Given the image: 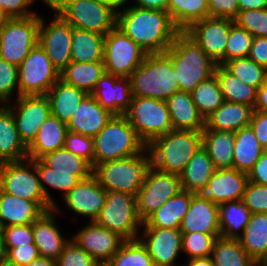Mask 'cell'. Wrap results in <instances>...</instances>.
Returning a JSON list of instances; mask_svg holds the SVG:
<instances>
[{
  "label": "cell",
  "mask_w": 267,
  "mask_h": 266,
  "mask_svg": "<svg viewBox=\"0 0 267 266\" xmlns=\"http://www.w3.org/2000/svg\"><path fill=\"white\" fill-rule=\"evenodd\" d=\"M1 234L6 248L34 244L32 224L2 227Z\"/></svg>",
  "instance_id": "obj_55"
},
{
  "label": "cell",
  "mask_w": 267,
  "mask_h": 266,
  "mask_svg": "<svg viewBox=\"0 0 267 266\" xmlns=\"http://www.w3.org/2000/svg\"><path fill=\"white\" fill-rule=\"evenodd\" d=\"M101 1L110 3L118 10L119 7L124 6L126 4V2H128L129 0H101Z\"/></svg>",
  "instance_id": "obj_69"
},
{
  "label": "cell",
  "mask_w": 267,
  "mask_h": 266,
  "mask_svg": "<svg viewBox=\"0 0 267 266\" xmlns=\"http://www.w3.org/2000/svg\"><path fill=\"white\" fill-rule=\"evenodd\" d=\"M48 201H30L4 193L0 189V227L32 224L44 212L52 210Z\"/></svg>",
  "instance_id": "obj_23"
},
{
  "label": "cell",
  "mask_w": 267,
  "mask_h": 266,
  "mask_svg": "<svg viewBox=\"0 0 267 266\" xmlns=\"http://www.w3.org/2000/svg\"><path fill=\"white\" fill-rule=\"evenodd\" d=\"M168 2L169 0H135L134 6L167 12Z\"/></svg>",
  "instance_id": "obj_62"
},
{
  "label": "cell",
  "mask_w": 267,
  "mask_h": 266,
  "mask_svg": "<svg viewBox=\"0 0 267 266\" xmlns=\"http://www.w3.org/2000/svg\"><path fill=\"white\" fill-rule=\"evenodd\" d=\"M215 170L210 156L202 146L195 152L180 174L182 189L192 193L196 192L208 184Z\"/></svg>",
  "instance_id": "obj_37"
},
{
  "label": "cell",
  "mask_w": 267,
  "mask_h": 266,
  "mask_svg": "<svg viewBox=\"0 0 267 266\" xmlns=\"http://www.w3.org/2000/svg\"><path fill=\"white\" fill-rule=\"evenodd\" d=\"M10 17L0 8V29L6 24Z\"/></svg>",
  "instance_id": "obj_70"
},
{
  "label": "cell",
  "mask_w": 267,
  "mask_h": 266,
  "mask_svg": "<svg viewBox=\"0 0 267 266\" xmlns=\"http://www.w3.org/2000/svg\"><path fill=\"white\" fill-rule=\"evenodd\" d=\"M257 266H267V253L258 261Z\"/></svg>",
  "instance_id": "obj_71"
},
{
  "label": "cell",
  "mask_w": 267,
  "mask_h": 266,
  "mask_svg": "<svg viewBox=\"0 0 267 266\" xmlns=\"http://www.w3.org/2000/svg\"><path fill=\"white\" fill-rule=\"evenodd\" d=\"M91 95L114 115H124L132 100L129 77H119L105 72L97 81Z\"/></svg>",
  "instance_id": "obj_22"
},
{
  "label": "cell",
  "mask_w": 267,
  "mask_h": 266,
  "mask_svg": "<svg viewBox=\"0 0 267 266\" xmlns=\"http://www.w3.org/2000/svg\"><path fill=\"white\" fill-rule=\"evenodd\" d=\"M105 35L72 27L71 61H104Z\"/></svg>",
  "instance_id": "obj_34"
},
{
  "label": "cell",
  "mask_w": 267,
  "mask_h": 266,
  "mask_svg": "<svg viewBox=\"0 0 267 266\" xmlns=\"http://www.w3.org/2000/svg\"><path fill=\"white\" fill-rule=\"evenodd\" d=\"M15 91L18 98V67L0 58V105L9 104Z\"/></svg>",
  "instance_id": "obj_51"
},
{
  "label": "cell",
  "mask_w": 267,
  "mask_h": 266,
  "mask_svg": "<svg viewBox=\"0 0 267 266\" xmlns=\"http://www.w3.org/2000/svg\"><path fill=\"white\" fill-rule=\"evenodd\" d=\"M25 266H57V261L49 258L39 257Z\"/></svg>",
  "instance_id": "obj_66"
},
{
  "label": "cell",
  "mask_w": 267,
  "mask_h": 266,
  "mask_svg": "<svg viewBox=\"0 0 267 266\" xmlns=\"http://www.w3.org/2000/svg\"><path fill=\"white\" fill-rule=\"evenodd\" d=\"M58 13L73 28L106 35L116 27L117 9L101 0H66Z\"/></svg>",
  "instance_id": "obj_7"
},
{
  "label": "cell",
  "mask_w": 267,
  "mask_h": 266,
  "mask_svg": "<svg viewBox=\"0 0 267 266\" xmlns=\"http://www.w3.org/2000/svg\"><path fill=\"white\" fill-rule=\"evenodd\" d=\"M64 148L88 161L94 167V139L70 130L65 136Z\"/></svg>",
  "instance_id": "obj_53"
},
{
  "label": "cell",
  "mask_w": 267,
  "mask_h": 266,
  "mask_svg": "<svg viewBox=\"0 0 267 266\" xmlns=\"http://www.w3.org/2000/svg\"><path fill=\"white\" fill-rule=\"evenodd\" d=\"M59 79L60 72L38 44L18 67L19 96L46 95Z\"/></svg>",
  "instance_id": "obj_11"
},
{
  "label": "cell",
  "mask_w": 267,
  "mask_h": 266,
  "mask_svg": "<svg viewBox=\"0 0 267 266\" xmlns=\"http://www.w3.org/2000/svg\"><path fill=\"white\" fill-rule=\"evenodd\" d=\"M184 266H215L211 256L209 257H200V258H193L188 260L187 265Z\"/></svg>",
  "instance_id": "obj_65"
},
{
  "label": "cell",
  "mask_w": 267,
  "mask_h": 266,
  "mask_svg": "<svg viewBox=\"0 0 267 266\" xmlns=\"http://www.w3.org/2000/svg\"><path fill=\"white\" fill-rule=\"evenodd\" d=\"M192 192L182 190L176 196L167 200L159 209L153 212L142 224L143 227H159L163 229H180L183 217L187 213Z\"/></svg>",
  "instance_id": "obj_30"
},
{
  "label": "cell",
  "mask_w": 267,
  "mask_h": 266,
  "mask_svg": "<svg viewBox=\"0 0 267 266\" xmlns=\"http://www.w3.org/2000/svg\"><path fill=\"white\" fill-rule=\"evenodd\" d=\"M254 111L267 112V77L265 82L257 89Z\"/></svg>",
  "instance_id": "obj_63"
},
{
  "label": "cell",
  "mask_w": 267,
  "mask_h": 266,
  "mask_svg": "<svg viewBox=\"0 0 267 266\" xmlns=\"http://www.w3.org/2000/svg\"><path fill=\"white\" fill-rule=\"evenodd\" d=\"M229 18L208 17L193 23L185 32L216 64H225V49L231 25Z\"/></svg>",
  "instance_id": "obj_16"
},
{
  "label": "cell",
  "mask_w": 267,
  "mask_h": 266,
  "mask_svg": "<svg viewBox=\"0 0 267 266\" xmlns=\"http://www.w3.org/2000/svg\"><path fill=\"white\" fill-rule=\"evenodd\" d=\"M242 202L252 214L267 213V186L248 181Z\"/></svg>",
  "instance_id": "obj_54"
},
{
  "label": "cell",
  "mask_w": 267,
  "mask_h": 266,
  "mask_svg": "<svg viewBox=\"0 0 267 266\" xmlns=\"http://www.w3.org/2000/svg\"><path fill=\"white\" fill-rule=\"evenodd\" d=\"M249 126L260 145L267 150V112L254 111Z\"/></svg>",
  "instance_id": "obj_59"
},
{
  "label": "cell",
  "mask_w": 267,
  "mask_h": 266,
  "mask_svg": "<svg viewBox=\"0 0 267 266\" xmlns=\"http://www.w3.org/2000/svg\"><path fill=\"white\" fill-rule=\"evenodd\" d=\"M191 96L204 120L224 102L223 94L215 74L199 83L191 92Z\"/></svg>",
  "instance_id": "obj_45"
},
{
  "label": "cell",
  "mask_w": 267,
  "mask_h": 266,
  "mask_svg": "<svg viewBox=\"0 0 267 266\" xmlns=\"http://www.w3.org/2000/svg\"><path fill=\"white\" fill-rule=\"evenodd\" d=\"M152 168L153 157L146 148L140 154L95 165L93 176L106 191L124 192L135 196Z\"/></svg>",
  "instance_id": "obj_4"
},
{
  "label": "cell",
  "mask_w": 267,
  "mask_h": 266,
  "mask_svg": "<svg viewBox=\"0 0 267 266\" xmlns=\"http://www.w3.org/2000/svg\"><path fill=\"white\" fill-rule=\"evenodd\" d=\"M249 58L267 69V37H254Z\"/></svg>",
  "instance_id": "obj_60"
},
{
  "label": "cell",
  "mask_w": 267,
  "mask_h": 266,
  "mask_svg": "<svg viewBox=\"0 0 267 266\" xmlns=\"http://www.w3.org/2000/svg\"><path fill=\"white\" fill-rule=\"evenodd\" d=\"M239 241L248 255L258 263L267 253V213L251 214Z\"/></svg>",
  "instance_id": "obj_40"
},
{
  "label": "cell",
  "mask_w": 267,
  "mask_h": 266,
  "mask_svg": "<svg viewBox=\"0 0 267 266\" xmlns=\"http://www.w3.org/2000/svg\"><path fill=\"white\" fill-rule=\"evenodd\" d=\"M12 105L10 102L6 106L15 118L20 140L28 147L51 115L49 100L46 95H22Z\"/></svg>",
  "instance_id": "obj_15"
},
{
  "label": "cell",
  "mask_w": 267,
  "mask_h": 266,
  "mask_svg": "<svg viewBox=\"0 0 267 266\" xmlns=\"http://www.w3.org/2000/svg\"><path fill=\"white\" fill-rule=\"evenodd\" d=\"M147 53L119 28L105 35V72L119 77H129L144 61Z\"/></svg>",
  "instance_id": "obj_12"
},
{
  "label": "cell",
  "mask_w": 267,
  "mask_h": 266,
  "mask_svg": "<svg viewBox=\"0 0 267 266\" xmlns=\"http://www.w3.org/2000/svg\"><path fill=\"white\" fill-rule=\"evenodd\" d=\"M236 78L258 89L266 80L267 69L251 58H234L223 65Z\"/></svg>",
  "instance_id": "obj_47"
},
{
  "label": "cell",
  "mask_w": 267,
  "mask_h": 266,
  "mask_svg": "<svg viewBox=\"0 0 267 266\" xmlns=\"http://www.w3.org/2000/svg\"><path fill=\"white\" fill-rule=\"evenodd\" d=\"M28 158L27 147L20 140L12 111L0 105V163Z\"/></svg>",
  "instance_id": "obj_29"
},
{
  "label": "cell",
  "mask_w": 267,
  "mask_h": 266,
  "mask_svg": "<svg viewBox=\"0 0 267 266\" xmlns=\"http://www.w3.org/2000/svg\"><path fill=\"white\" fill-rule=\"evenodd\" d=\"M94 139V166L142 153L146 144L124 115H114Z\"/></svg>",
  "instance_id": "obj_6"
},
{
  "label": "cell",
  "mask_w": 267,
  "mask_h": 266,
  "mask_svg": "<svg viewBox=\"0 0 267 266\" xmlns=\"http://www.w3.org/2000/svg\"><path fill=\"white\" fill-rule=\"evenodd\" d=\"M107 191L92 175L75 185L63 198L69 210L95 221L105 205Z\"/></svg>",
  "instance_id": "obj_21"
},
{
  "label": "cell",
  "mask_w": 267,
  "mask_h": 266,
  "mask_svg": "<svg viewBox=\"0 0 267 266\" xmlns=\"http://www.w3.org/2000/svg\"><path fill=\"white\" fill-rule=\"evenodd\" d=\"M182 190L180 175L163 172L153 167L135 195L137 215L144 222L167 200Z\"/></svg>",
  "instance_id": "obj_13"
},
{
  "label": "cell",
  "mask_w": 267,
  "mask_h": 266,
  "mask_svg": "<svg viewBox=\"0 0 267 266\" xmlns=\"http://www.w3.org/2000/svg\"><path fill=\"white\" fill-rule=\"evenodd\" d=\"M211 258L215 266H257L241 246L239 239H226L222 236L215 240Z\"/></svg>",
  "instance_id": "obj_43"
},
{
  "label": "cell",
  "mask_w": 267,
  "mask_h": 266,
  "mask_svg": "<svg viewBox=\"0 0 267 266\" xmlns=\"http://www.w3.org/2000/svg\"><path fill=\"white\" fill-rule=\"evenodd\" d=\"M67 130L66 123L50 115L39 128L35 139L27 147L28 158L39 159L49 152L63 148Z\"/></svg>",
  "instance_id": "obj_32"
},
{
  "label": "cell",
  "mask_w": 267,
  "mask_h": 266,
  "mask_svg": "<svg viewBox=\"0 0 267 266\" xmlns=\"http://www.w3.org/2000/svg\"><path fill=\"white\" fill-rule=\"evenodd\" d=\"M113 116L114 114L103 108L91 94H87L78 105L67 128L94 138Z\"/></svg>",
  "instance_id": "obj_25"
},
{
  "label": "cell",
  "mask_w": 267,
  "mask_h": 266,
  "mask_svg": "<svg viewBox=\"0 0 267 266\" xmlns=\"http://www.w3.org/2000/svg\"><path fill=\"white\" fill-rule=\"evenodd\" d=\"M253 36L235 22L231 25L225 49V63L234 58L249 56Z\"/></svg>",
  "instance_id": "obj_49"
},
{
  "label": "cell",
  "mask_w": 267,
  "mask_h": 266,
  "mask_svg": "<svg viewBox=\"0 0 267 266\" xmlns=\"http://www.w3.org/2000/svg\"><path fill=\"white\" fill-rule=\"evenodd\" d=\"M66 0H42L47 6L55 11L59 6H61Z\"/></svg>",
  "instance_id": "obj_68"
},
{
  "label": "cell",
  "mask_w": 267,
  "mask_h": 266,
  "mask_svg": "<svg viewBox=\"0 0 267 266\" xmlns=\"http://www.w3.org/2000/svg\"><path fill=\"white\" fill-rule=\"evenodd\" d=\"M105 266H154L146 247L139 239L126 240Z\"/></svg>",
  "instance_id": "obj_46"
},
{
  "label": "cell",
  "mask_w": 267,
  "mask_h": 266,
  "mask_svg": "<svg viewBox=\"0 0 267 266\" xmlns=\"http://www.w3.org/2000/svg\"><path fill=\"white\" fill-rule=\"evenodd\" d=\"M220 236V233H182V251L189 256V260L209 257L212 254L215 240Z\"/></svg>",
  "instance_id": "obj_48"
},
{
  "label": "cell",
  "mask_w": 267,
  "mask_h": 266,
  "mask_svg": "<svg viewBox=\"0 0 267 266\" xmlns=\"http://www.w3.org/2000/svg\"><path fill=\"white\" fill-rule=\"evenodd\" d=\"M35 0H0V8L10 18H25L37 14L30 11L28 7L34 4ZM29 9V10H28Z\"/></svg>",
  "instance_id": "obj_58"
},
{
  "label": "cell",
  "mask_w": 267,
  "mask_h": 266,
  "mask_svg": "<svg viewBox=\"0 0 267 266\" xmlns=\"http://www.w3.org/2000/svg\"><path fill=\"white\" fill-rule=\"evenodd\" d=\"M40 15L10 18L0 29V58L19 67L38 45Z\"/></svg>",
  "instance_id": "obj_9"
},
{
  "label": "cell",
  "mask_w": 267,
  "mask_h": 266,
  "mask_svg": "<svg viewBox=\"0 0 267 266\" xmlns=\"http://www.w3.org/2000/svg\"><path fill=\"white\" fill-rule=\"evenodd\" d=\"M35 166L39 175L40 184L45 194L47 201L54 207L57 205L54 202L51 194L48 191L47 186L44 184L63 191L64 197L69 191L82 180L88 179L92 175H73L71 172H53L51 168L46 166L40 159H35Z\"/></svg>",
  "instance_id": "obj_42"
},
{
  "label": "cell",
  "mask_w": 267,
  "mask_h": 266,
  "mask_svg": "<svg viewBox=\"0 0 267 266\" xmlns=\"http://www.w3.org/2000/svg\"><path fill=\"white\" fill-rule=\"evenodd\" d=\"M214 74L219 82L224 101L255 106L257 89L236 78L223 65L217 64Z\"/></svg>",
  "instance_id": "obj_39"
},
{
  "label": "cell",
  "mask_w": 267,
  "mask_h": 266,
  "mask_svg": "<svg viewBox=\"0 0 267 266\" xmlns=\"http://www.w3.org/2000/svg\"><path fill=\"white\" fill-rule=\"evenodd\" d=\"M253 112L249 105L224 101L205 119L204 130L236 132L249 126Z\"/></svg>",
  "instance_id": "obj_28"
},
{
  "label": "cell",
  "mask_w": 267,
  "mask_h": 266,
  "mask_svg": "<svg viewBox=\"0 0 267 266\" xmlns=\"http://www.w3.org/2000/svg\"><path fill=\"white\" fill-rule=\"evenodd\" d=\"M58 208L55 205L52 210L44 212L32 223L34 244L42 258L57 260L69 242L62 236L58 225H56L55 218L60 211Z\"/></svg>",
  "instance_id": "obj_24"
},
{
  "label": "cell",
  "mask_w": 267,
  "mask_h": 266,
  "mask_svg": "<svg viewBox=\"0 0 267 266\" xmlns=\"http://www.w3.org/2000/svg\"><path fill=\"white\" fill-rule=\"evenodd\" d=\"M44 21L40 17L38 44L61 72L71 62L72 26L58 13L47 26Z\"/></svg>",
  "instance_id": "obj_17"
},
{
  "label": "cell",
  "mask_w": 267,
  "mask_h": 266,
  "mask_svg": "<svg viewBox=\"0 0 267 266\" xmlns=\"http://www.w3.org/2000/svg\"><path fill=\"white\" fill-rule=\"evenodd\" d=\"M167 12L180 31L209 17L208 0H169Z\"/></svg>",
  "instance_id": "obj_41"
},
{
  "label": "cell",
  "mask_w": 267,
  "mask_h": 266,
  "mask_svg": "<svg viewBox=\"0 0 267 266\" xmlns=\"http://www.w3.org/2000/svg\"><path fill=\"white\" fill-rule=\"evenodd\" d=\"M251 214L242 200L220 204L218 217L221 236L226 239H239Z\"/></svg>",
  "instance_id": "obj_38"
},
{
  "label": "cell",
  "mask_w": 267,
  "mask_h": 266,
  "mask_svg": "<svg viewBox=\"0 0 267 266\" xmlns=\"http://www.w3.org/2000/svg\"><path fill=\"white\" fill-rule=\"evenodd\" d=\"M87 93L59 79L47 92L51 115L68 124Z\"/></svg>",
  "instance_id": "obj_31"
},
{
  "label": "cell",
  "mask_w": 267,
  "mask_h": 266,
  "mask_svg": "<svg viewBox=\"0 0 267 266\" xmlns=\"http://www.w3.org/2000/svg\"><path fill=\"white\" fill-rule=\"evenodd\" d=\"M105 73L104 61L74 62L71 61L61 72L60 79L65 83L91 94L97 81Z\"/></svg>",
  "instance_id": "obj_36"
},
{
  "label": "cell",
  "mask_w": 267,
  "mask_h": 266,
  "mask_svg": "<svg viewBox=\"0 0 267 266\" xmlns=\"http://www.w3.org/2000/svg\"><path fill=\"white\" fill-rule=\"evenodd\" d=\"M83 250L89 253L100 265L105 266L125 241L117 233L89 222L72 238Z\"/></svg>",
  "instance_id": "obj_20"
},
{
  "label": "cell",
  "mask_w": 267,
  "mask_h": 266,
  "mask_svg": "<svg viewBox=\"0 0 267 266\" xmlns=\"http://www.w3.org/2000/svg\"><path fill=\"white\" fill-rule=\"evenodd\" d=\"M176 79L172 60L166 52L147 54L129 76L132 96L166 101L181 91Z\"/></svg>",
  "instance_id": "obj_3"
},
{
  "label": "cell",
  "mask_w": 267,
  "mask_h": 266,
  "mask_svg": "<svg viewBox=\"0 0 267 266\" xmlns=\"http://www.w3.org/2000/svg\"><path fill=\"white\" fill-rule=\"evenodd\" d=\"M116 27L147 54L165 52L180 32L168 12L133 5L117 10Z\"/></svg>",
  "instance_id": "obj_1"
},
{
  "label": "cell",
  "mask_w": 267,
  "mask_h": 266,
  "mask_svg": "<svg viewBox=\"0 0 267 266\" xmlns=\"http://www.w3.org/2000/svg\"><path fill=\"white\" fill-rule=\"evenodd\" d=\"M209 17L234 20L239 11L238 0H208Z\"/></svg>",
  "instance_id": "obj_56"
},
{
  "label": "cell",
  "mask_w": 267,
  "mask_h": 266,
  "mask_svg": "<svg viewBox=\"0 0 267 266\" xmlns=\"http://www.w3.org/2000/svg\"><path fill=\"white\" fill-rule=\"evenodd\" d=\"M202 146L210 156L215 169L233 168L235 132L203 130Z\"/></svg>",
  "instance_id": "obj_33"
},
{
  "label": "cell",
  "mask_w": 267,
  "mask_h": 266,
  "mask_svg": "<svg viewBox=\"0 0 267 266\" xmlns=\"http://www.w3.org/2000/svg\"><path fill=\"white\" fill-rule=\"evenodd\" d=\"M53 172H71L73 175H93L92 165L66 148L49 152L39 158Z\"/></svg>",
  "instance_id": "obj_44"
},
{
  "label": "cell",
  "mask_w": 267,
  "mask_h": 266,
  "mask_svg": "<svg viewBox=\"0 0 267 266\" xmlns=\"http://www.w3.org/2000/svg\"><path fill=\"white\" fill-rule=\"evenodd\" d=\"M7 260V248L2 234H0V265Z\"/></svg>",
  "instance_id": "obj_67"
},
{
  "label": "cell",
  "mask_w": 267,
  "mask_h": 266,
  "mask_svg": "<svg viewBox=\"0 0 267 266\" xmlns=\"http://www.w3.org/2000/svg\"><path fill=\"white\" fill-rule=\"evenodd\" d=\"M94 222L125 241L138 239V228L143 224L136 213L135 196L117 191H107L105 205Z\"/></svg>",
  "instance_id": "obj_10"
},
{
  "label": "cell",
  "mask_w": 267,
  "mask_h": 266,
  "mask_svg": "<svg viewBox=\"0 0 267 266\" xmlns=\"http://www.w3.org/2000/svg\"><path fill=\"white\" fill-rule=\"evenodd\" d=\"M240 11L267 8V0H238Z\"/></svg>",
  "instance_id": "obj_64"
},
{
  "label": "cell",
  "mask_w": 267,
  "mask_h": 266,
  "mask_svg": "<svg viewBox=\"0 0 267 266\" xmlns=\"http://www.w3.org/2000/svg\"><path fill=\"white\" fill-rule=\"evenodd\" d=\"M143 228L144 232L138 236V239L146 247L154 266H175L178 254L182 251L181 230L159 227ZM179 266H184V264Z\"/></svg>",
  "instance_id": "obj_19"
},
{
  "label": "cell",
  "mask_w": 267,
  "mask_h": 266,
  "mask_svg": "<svg viewBox=\"0 0 267 266\" xmlns=\"http://www.w3.org/2000/svg\"><path fill=\"white\" fill-rule=\"evenodd\" d=\"M0 189L4 193L30 201H47L34 159L1 163Z\"/></svg>",
  "instance_id": "obj_14"
},
{
  "label": "cell",
  "mask_w": 267,
  "mask_h": 266,
  "mask_svg": "<svg viewBox=\"0 0 267 266\" xmlns=\"http://www.w3.org/2000/svg\"><path fill=\"white\" fill-rule=\"evenodd\" d=\"M124 116L146 146L173 129L166 101L132 96Z\"/></svg>",
  "instance_id": "obj_8"
},
{
  "label": "cell",
  "mask_w": 267,
  "mask_h": 266,
  "mask_svg": "<svg viewBox=\"0 0 267 266\" xmlns=\"http://www.w3.org/2000/svg\"><path fill=\"white\" fill-rule=\"evenodd\" d=\"M218 214L219 205L193 195L189 209L182 219L180 230L182 233H220Z\"/></svg>",
  "instance_id": "obj_26"
},
{
  "label": "cell",
  "mask_w": 267,
  "mask_h": 266,
  "mask_svg": "<svg viewBox=\"0 0 267 266\" xmlns=\"http://www.w3.org/2000/svg\"><path fill=\"white\" fill-rule=\"evenodd\" d=\"M172 127L175 130L202 132L205 120L192 100L191 93L178 91L166 100Z\"/></svg>",
  "instance_id": "obj_27"
},
{
  "label": "cell",
  "mask_w": 267,
  "mask_h": 266,
  "mask_svg": "<svg viewBox=\"0 0 267 266\" xmlns=\"http://www.w3.org/2000/svg\"><path fill=\"white\" fill-rule=\"evenodd\" d=\"M247 175L248 181L267 186V150L261 155Z\"/></svg>",
  "instance_id": "obj_61"
},
{
  "label": "cell",
  "mask_w": 267,
  "mask_h": 266,
  "mask_svg": "<svg viewBox=\"0 0 267 266\" xmlns=\"http://www.w3.org/2000/svg\"><path fill=\"white\" fill-rule=\"evenodd\" d=\"M202 147V132L175 130L155 138L147 149L157 170L180 175L195 152Z\"/></svg>",
  "instance_id": "obj_5"
},
{
  "label": "cell",
  "mask_w": 267,
  "mask_h": 266,
  "mask_svg": "<svg viewBox=\"0 0 267 266\" xmlns=\"http://www.w3.org/2000/svg\"><path fill=\"white\" fill-rule=\"evenodd\" d=\"M57 266H100V264L74 240H69L58 257Z\"/></svg>",
  "instance_id": "obj_52"
},
{
  "label": "cell",
  "mask_w": 267,
  "mask_h": 266,
  "mask_svg": "<svg viewBox=\"0 0 267 266\" xmlns=\"http://www.w3.org/2000/svg\"><path fill=\"white\" fill-rule=\"evenodd\" d=\"M234 22L253 37H267V8L239 11Z\"/></svg>",
  "instance_id": "obj_50"
},
{
  "label": "cell",
  "mask_w": 267,
  "mask_h": 266,
  "mask_svg": "<svg viewBox=\"0 0 267 266\" xmlns=\"http://www.w3.org/2000/svg\"><path fill=\"white\" fill-rule=\"evenodd\" d=\"M40 257L35 244H27L15 248H7V261L25 266Z\"/></svg>",
  "instance_id": "obj_57"
},
{
  "label": "cell",
  "mask_w": 267,
  "mask_h": 266,
  "mask_svg": "<svg viewBox=\"0 0 267 266\" xmlns=\"http://www.w3.org/2000/svg\"><path fill=\"white\" fill-rule=\"evenodd\" d=\"M173 63L180 90L191 93L202 81L214 75L217 66L185 31H180L165 51Z\"/></svg>",
  "instance_id": "obj_2"
},
{
  "label": "cell",
  "mask_w": 267,
  "mask_h": 266,
  "mask_svg": "<svg viewBox=\"0 0 267 266\" xmlns=\"http://www.w3.org/2000/svg\"><path fill=\"white\" fill-rule=\"evenodd\" d=\"M247 183V173L235 168L216 169L208 184L199 188L194 195L220 205L228 201L242 200Z\"/></svg>",
  "instance_id": "obj_18"
},
{
  "label": "cell",
  "mask_w": 267,
  "mask_h": 266,
  "mask_svg": "<svg viewBox=\"0 0 267 266\" xmlns=\"http://www.w3.org/2000/svg\"><path fill=\"white\" fill-rule=\"evenodd\" d=\"M264 152L265 149L260 145L250 126L235 132L233 168L237 171L248 174Z\"/></svg>",
  "instance_id": "obj_35"
},
{
  "label": "cell",
  "mask_w": 267,
  "mask_h": 266,
  "mask_svg": "<svg viewBox=\"0 0 267 266\" xmlns=\"http://www.w3.org/2000/svg\"><path fill=\"white\" fill-rule=\"evenodd\" d=\"M0 266H19V265L14 264V263H11V262H9V261L6 260Z\"/></svg>",
  "instance_id": "obj_72"
}]
</instances>
